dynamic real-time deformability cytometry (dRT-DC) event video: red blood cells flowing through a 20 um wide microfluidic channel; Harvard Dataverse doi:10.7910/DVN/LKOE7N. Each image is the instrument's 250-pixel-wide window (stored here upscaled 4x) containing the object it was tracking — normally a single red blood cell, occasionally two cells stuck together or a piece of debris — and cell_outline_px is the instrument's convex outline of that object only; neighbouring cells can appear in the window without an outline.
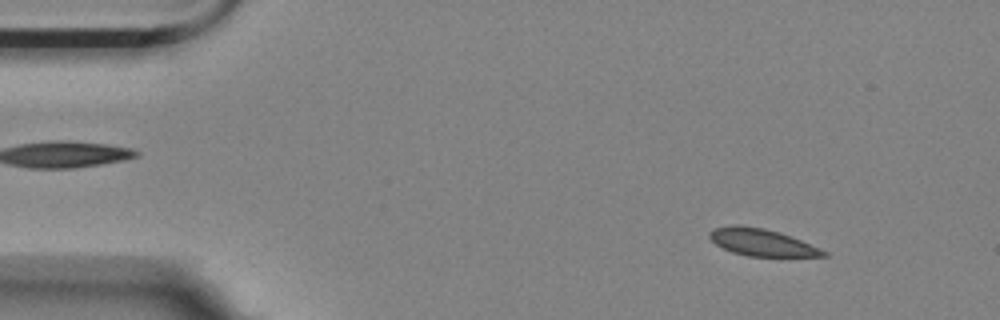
{"species": "Egyptian fruit bat (a non-hibernating species)", "species_latin": "Rousettus aegyptiacus", "temperature_condition": "room temperature", "stored_images_in_passage": 57, "camera_frame_rate_fps": 3000, "um_per_image_px": 0.085, "animal": {"sex": "female"}, "frame": {"image": 1, "passage_image": 7, "time_ms": 2.0, "image_size_px": [1000, 320], "cell_outline_px": [[828, 256], [748, 256], [732, 252], [716, 244], [708, 236], [708, 232], [716, 228], [732, 224], [740, 224], [764, 228], [780, 232], [792, 236], [820, 248], [828, 252]], "centroid_in_image_um": [64.75, 20.58], "position_along_channel_um": 20.2, "area_um2": 18.03}}
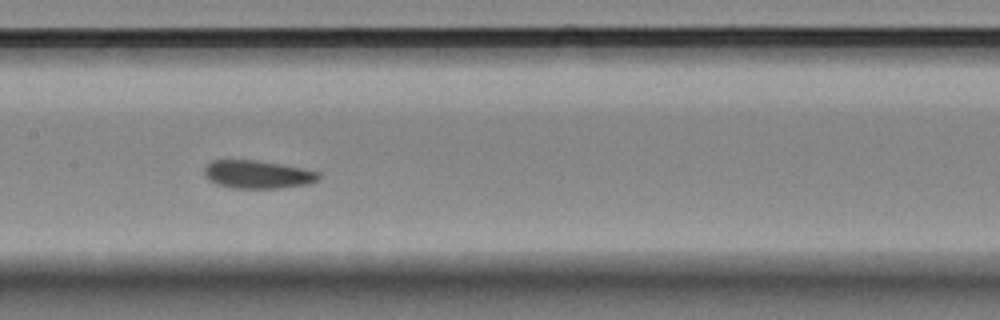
{"frame": {"image": 2, "passage_image": 28, "time_ms": 9.0, "image_size_px": [1000, 320], "cell_outline_px": [[320, 176], [316, 180], [308, 184], [280, 188], [232, 188], [216, 184], [208, 180], [204, 176], [204, 168], [212, 160], [256, 160], [304, 168], [320, 172]], "centroid_in_image_um": [21.88, 14.83], "position_along_channel_um": 185.5, "area_um2": 18.79}}
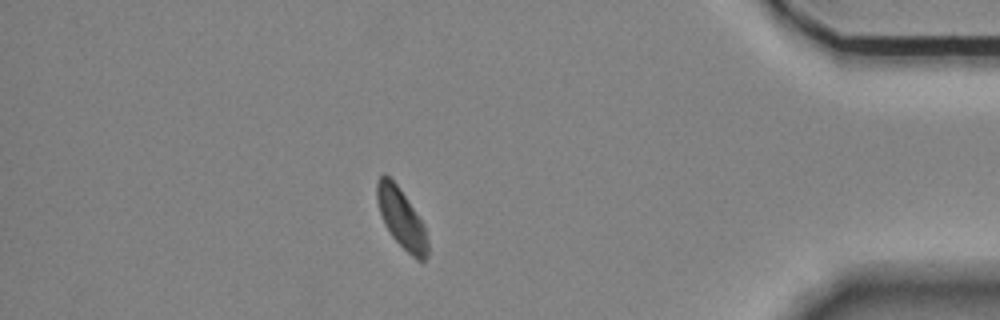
{"frame": {"image": 3, "passage_image": 50, "time_ms": 16.333, "image_size_px": [1000, 320], "cell_outline_px": [[428, 256], [424, 260], [416, 260], [392, 236], [384, 224], [376, 200], [376, 184], [380, 176], [384, 172], [400, 188], [424, 224], [428, 240]], "centroid_in_image_um": [34.12, 18.55], "position_along_channel_um": 401.1, "area_um2": 17.57}}